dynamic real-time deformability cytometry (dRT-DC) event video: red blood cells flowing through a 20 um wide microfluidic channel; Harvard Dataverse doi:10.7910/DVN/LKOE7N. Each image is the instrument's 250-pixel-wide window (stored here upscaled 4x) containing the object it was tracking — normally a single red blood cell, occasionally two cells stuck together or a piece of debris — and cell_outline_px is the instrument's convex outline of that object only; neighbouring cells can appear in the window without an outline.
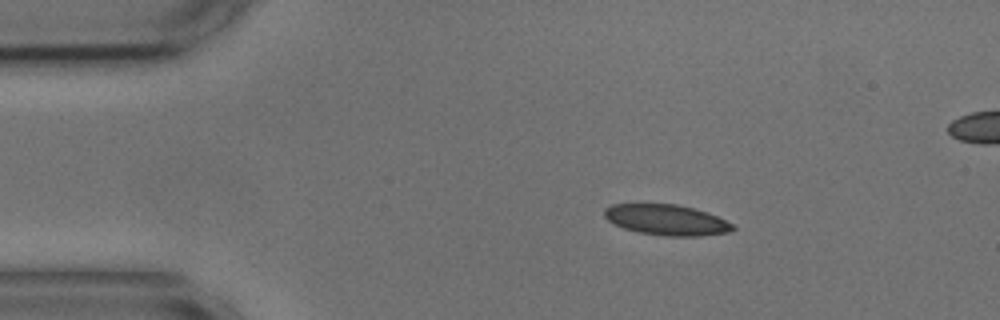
{"species": "common noctule bat (a hibernating species)", "species_latin": "Nyctalus noctula", "temperature_condition": "cold", "stored_images_in_passage": 39, "camera_frame_rate_fps": 3000, "um_per_image_px": 0.085, "animal": {"sex": "male", "body_mass_g": 17.9, "forearm_length_mm": 54.2}, "frame": {"image": 1, "passage_image": 1, "time_ms": 0.0, "image_size_px": [1000, 320], "cell_outline_px": [[736, 228], [728, 232], [700, 236], [664, 236], [640, 232], [624, 228], [612, 224], [604, 216], [604, 208], [612, 204], [676, 204], [708, 212], [732, 224]], "centroid_in_image_um": [56.62, 18.69], "position_along_channel_um": 28.4, "area_um2": 22.83}}
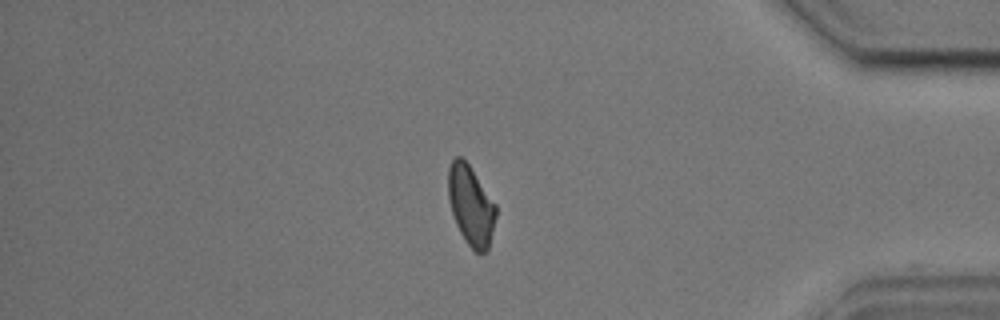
{"frame": {"image": 2, "passage_image": 38, "time_ms": 12.333, "image_size_px": [1000, 320], "cell_outline_px": [[496, 216], [488, 248], [484, 252], [476, 252], [468, 244], [460, 232], [456, 224], [452, 212], [448, 196], [448, 168], [452, 160], [456, 156], [460, 156], [468, 164], [496, 204]], "centroid_in_image_um": [40.01, 17.44], "position_along_channel_um": 395.2, "area_um2": 21.79}, "authors_computed_cell_mechanics": {"area_um2": 23.3512, "velocity_mm_per_s": 3.6297, "shape_relaxation_time_tau1_ms": 7.3182, "shape_relaxation_time_tau2_ms": 2.359, "deformation_change_tau1": 0.1515, "deformation_change_tau2": 0.0801}}